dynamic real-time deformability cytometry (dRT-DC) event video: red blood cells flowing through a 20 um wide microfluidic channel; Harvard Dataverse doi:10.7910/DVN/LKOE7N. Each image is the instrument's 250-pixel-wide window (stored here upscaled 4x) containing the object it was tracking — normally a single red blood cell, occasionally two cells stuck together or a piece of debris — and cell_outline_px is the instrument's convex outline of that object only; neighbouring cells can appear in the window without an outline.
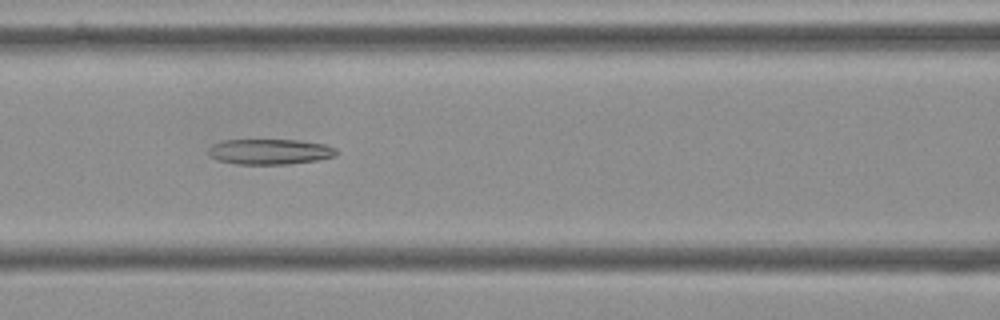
{"species": "Egyptian fruit bat (a non-hibernating species)", "species_latin": "Rousettus aegyptiacus", "temperature_condition": "cold", "stored_images_in_passage": 5, "camera_frame_rate_fps": 3000, "um_per_image_px": 0.085, "frame": {"image": 1, "passage_image": 3, "time_ms": 0.667, "image_size_px": [1000, 320], "cell_outline_px": [[340, 152], [336, 156], [316, 160], [288, 164], [236, 164], [216, 160], [208, 156], [208, 148], [212, 144], [224, 140], [300, 140], [324, 144], [336, 148]], "centroid_in_image_um": [22.92, 12.89], "position_along_channel_um": 143.7, "area_um2": 19.19}}
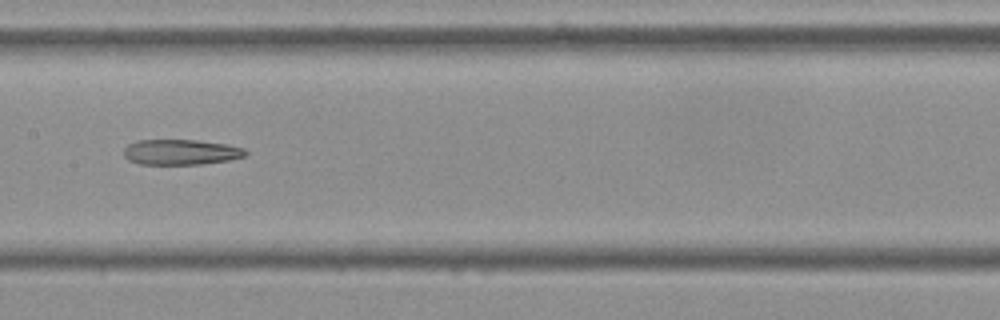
{"frame": {"image": 2, "passage_image": 4, "time_ms": 1.0, "image_size_px": [1000, 320], "cell_outline_px": [[248, 156], [228, 160], [200, 164], [140, 164], [128, 160], [124, 156], [124, 148], [128, 144], [136, 140], [196, 140], [228, 144], [244, 148], [248, 152]], "centroid_in_image_um": [15.39, 12.92], "position_along_channel_um": 192.0, "area_um2": 18.15}}
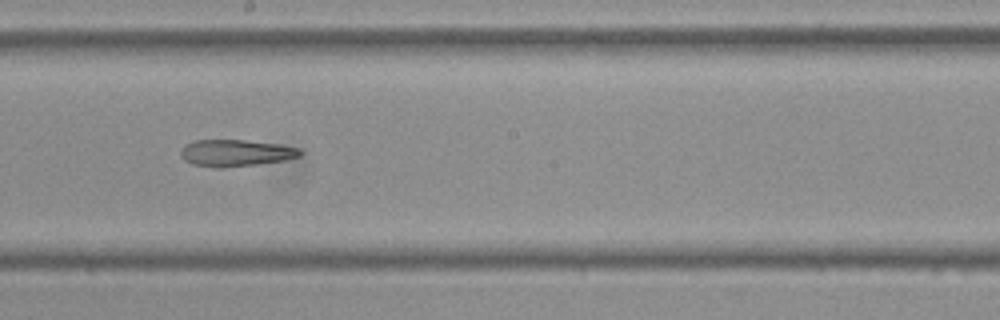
{"frame": {"image": 3, "passage_image": 5, "time_ms": 1.333, "image_size_px": [1000, 320], "cell_outline_px": [[304, 152], [300, 156], [284, 160], [256, 164], [224, 168], [216, 168], [192, 164], [184, 160], [180, 156], [180, 148], [196, 140], [244, 140], [276, 144], [300, 148]], "centroid_in_image_um": [20.02, 13.01], "position_along_channel_um": 228.2, "area_um2": 18.61}}